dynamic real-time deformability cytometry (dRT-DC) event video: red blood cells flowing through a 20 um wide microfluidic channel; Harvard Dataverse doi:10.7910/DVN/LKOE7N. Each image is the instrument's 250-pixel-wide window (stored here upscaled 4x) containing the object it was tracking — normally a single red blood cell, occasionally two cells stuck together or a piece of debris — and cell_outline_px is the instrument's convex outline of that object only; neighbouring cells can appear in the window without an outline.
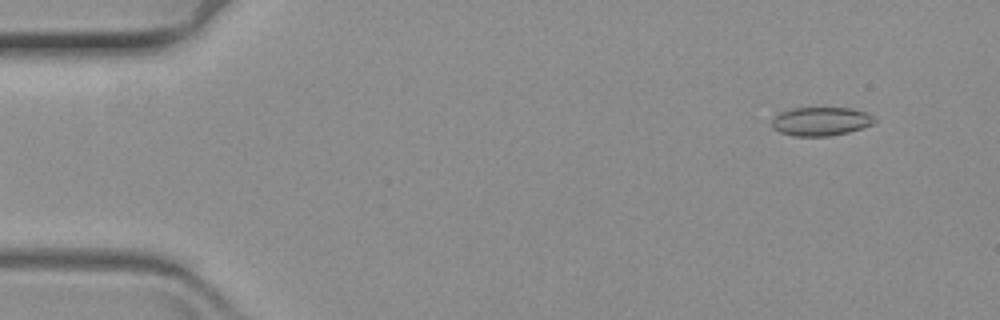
{"species": "common noctule bat (a hibernating species)", "species_latin": "Nyctalus noctula", "temperature_condition": "warm", "stored_images_in_passage": 60, "camera_frame_rate_fps": 3000, "um_per_image_px": 0.085, "animal": {"sex": "female", "body_mass_g": 19.3, "forearm_length_mm": 54.1}, "frame": {"image": 1, "passage_image": 4, "time_ms": 1.0, "image_size_px": [1000, 320], "cell_outline_px": [[876, 120], [872, 124], [848, 132], [828, 136], [792, 136], [780, 132], [772, 128], [772, 116], [780, 112], [792, 108], [852, 108], [876, 116]], "centroid_in_image_um": [69.74, 10.31], "position_along_channel_um": 15.3, "area_um2": 17.22}}
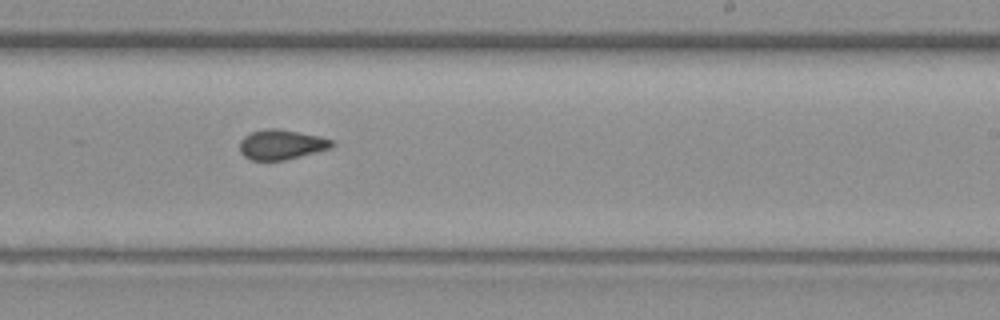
{"frame": {"image": 2, "passage_image": 36, "time_ms": 11.667, "image_size_px": [1000, 320], "cell_outline_px": [[336, 144], [332, 148], [284, 160], [252, 160], [244, 156], [240, 152], [240, 140], [244, 136], [252, 132], [264, 128], [276, 128], [320, 136], [332, 140]], "centroid_in_image_um": [23.92, 12.28], "position_along_channel_um": 265.1, "area_um2": 16.07}}
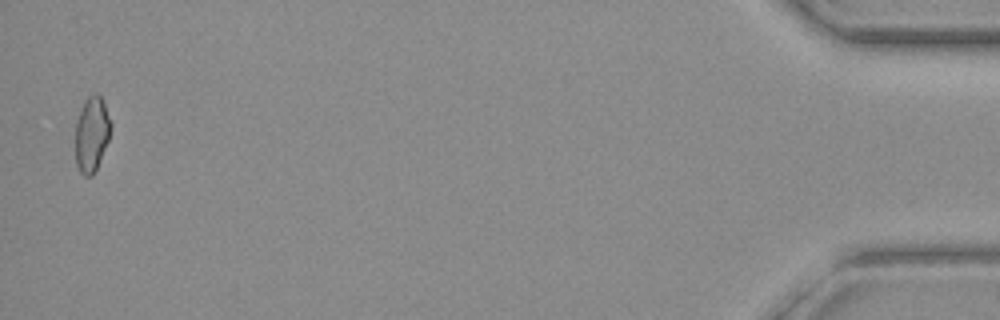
{"frame": {"image": 3, "passage_image": 59, "time_ms": 19.333, "image_size_px": [1000, 320], "cell_outline_px": [[112, 128], [108, 140], [96, 168], [92, 176], [84, 176], [80, 172], [76, 164], [76, 120], [84, 100], [88, 96], [96, 92], [100, 96], [104, 104], [112, 124]], "centroid_in_image_um": [7.79, 11.37], "position_along_channel_um": 427.4, "area_um2": 15.43}}